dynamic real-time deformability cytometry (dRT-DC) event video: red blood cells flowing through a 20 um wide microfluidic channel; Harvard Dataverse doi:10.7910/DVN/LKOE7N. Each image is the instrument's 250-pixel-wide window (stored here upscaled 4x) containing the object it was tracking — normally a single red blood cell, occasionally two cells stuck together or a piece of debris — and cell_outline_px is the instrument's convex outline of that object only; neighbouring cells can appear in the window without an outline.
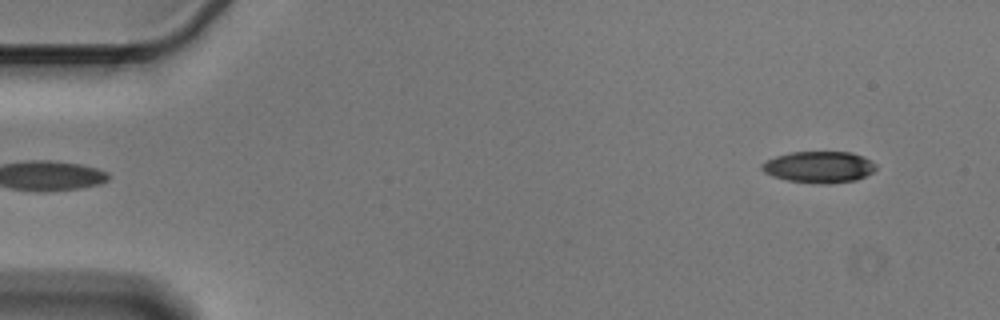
{"species": "Egyptian fruit bat (a non-hibernating species)", "species_latin": "Rousettus aegyptiacus", "temperature_condition": "cold", "stored_images_in_passage": 2, "segment_of_instrument_passage": [2, 2], "camera_frame_rate_fps": 3000, "um_per_image_px": 0.085, "animal": {"sex": "male"}, "frame": {"image": 1, "passage_image": 2, "time_ms": 0.333, "image_size_px": [1000, 320], "cell_outline_px": [[876, 168], [872, 172], [856, 180], [828, 184], [812, 184], [788, 180], [772, 176], [764, 172], [760, 168], [760, 164], [776, 156], [792, 152], [852, 152], [864, 156], [872, 160], [876, 164]], "centroid_in_image_um": [69.62, 14.2], "position_along_channel_um": 15.4, "area_um2": 21.1}}